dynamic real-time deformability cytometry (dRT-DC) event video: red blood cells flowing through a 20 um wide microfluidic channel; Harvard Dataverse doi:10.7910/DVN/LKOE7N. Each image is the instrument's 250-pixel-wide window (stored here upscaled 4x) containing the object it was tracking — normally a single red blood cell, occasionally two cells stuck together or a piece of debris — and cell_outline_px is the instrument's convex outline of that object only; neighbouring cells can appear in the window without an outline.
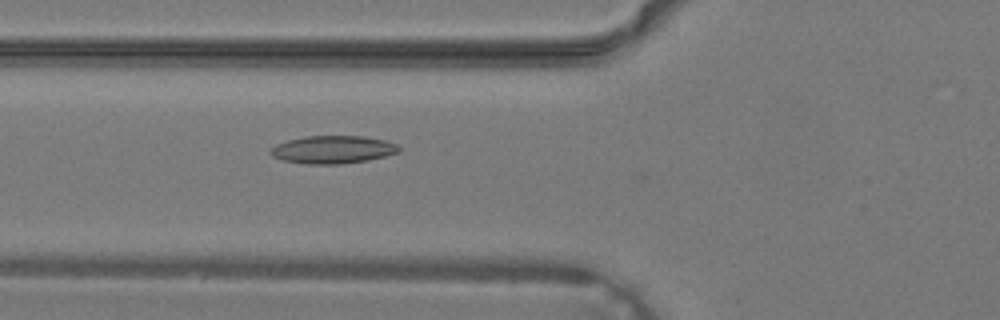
{"species": "common noctule bat (a hibernating species)", "species_latin": "Nyctalus noctula", "temperature_condition": "warm", "stored_images_in_passage": 30, "camera_frame_rate_fps": 3000, "um_per_image_px": 0.085, "animal": {"sex": "male", "body_mass_g": 19.2, "forearm_length_mm": 51.8}, "frame": {"image": 1, "passage_image": 6, "time_ms": 1.667, "image_size_px": [1000, 320], "cell_outline_px": [[400, 152], [368, 160], [340, 164], [308, 164], [280, 160], [272, 156], [268, 152], [276, 144], [288, 140], [304, 136], [364, 136], [384, 140], [396, 144], [400, 148]], "centroid_in_image_um": [28.26, 12.71], "position_along_channel_um": 97.5, "area_um2": 20.87}}
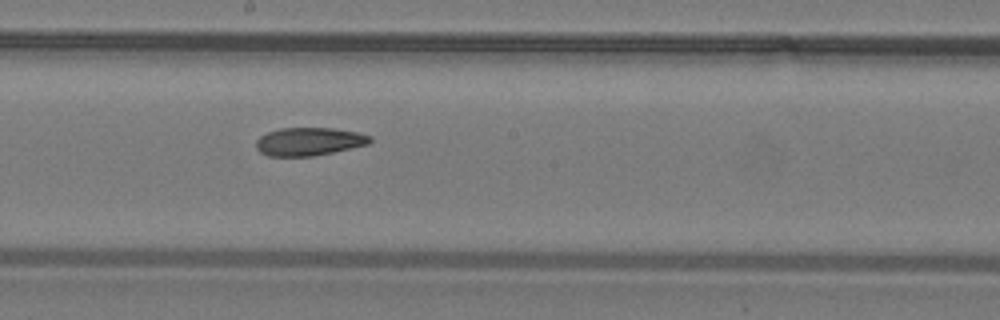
{"frame": {"image": 2, "passage_image": 13, "time_ms": 4.0, "image_size_px": [1000, 320], "cell_outline_px": [[372, 140], [368, 144], [332, 152], [312, 156], [268, 156], [260, 152], [256, 148], [256, 140], [260, 136], [268, 132], [280, 128], [332, 128], [356, 132], [372, 136]], "centroid_in_image_um": [26.24, 12.03], "position_along_channel_um": 222.0, "area_um2": 18.55}}
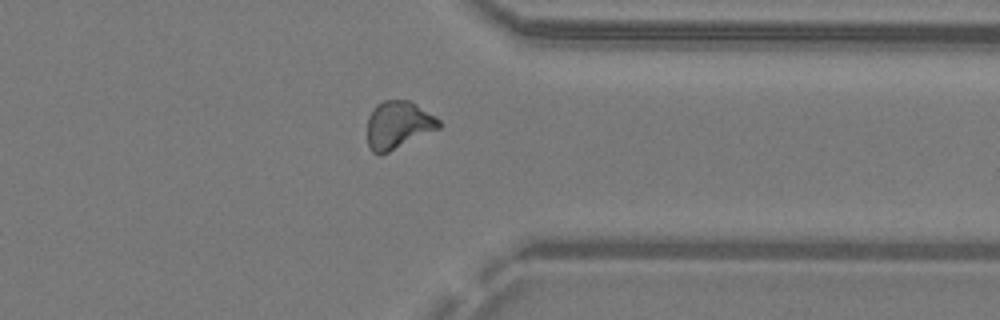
{"frame": {"image": 3, "passage_image": 22, "time_ms": 7.0, "image_size_px": [1000, 320], "cell_outline_px": [[440, 128], [380, 156], [372, 152], [368, 148], [368, 116], [372, 108], [376, 104], [384, 100], [408, 100], [416, 104], [436, 116], [440, 120]], "centroid_in_image_um": [33.83, 10.62], "position_along_channel_um": 377.6, "area_um2": 20.06}}